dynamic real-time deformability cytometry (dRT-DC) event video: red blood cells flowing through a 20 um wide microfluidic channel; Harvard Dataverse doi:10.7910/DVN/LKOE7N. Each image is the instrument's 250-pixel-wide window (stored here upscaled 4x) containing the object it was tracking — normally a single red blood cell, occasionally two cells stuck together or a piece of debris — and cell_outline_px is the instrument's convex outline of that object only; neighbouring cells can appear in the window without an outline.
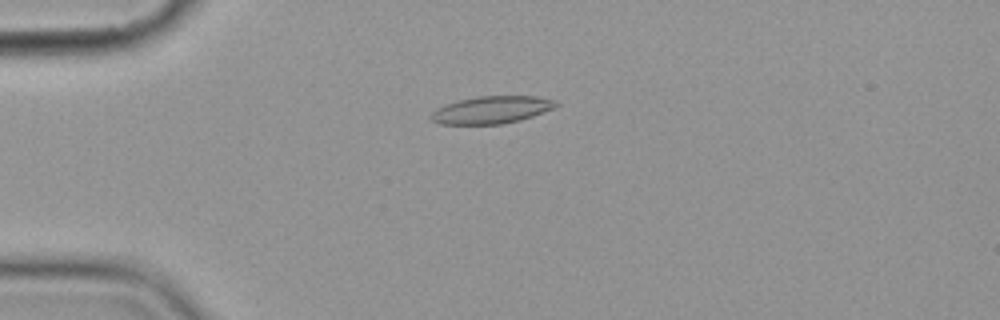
{"species": "common noctule bat (a hibernating species)", "species_latin": "Nyctalus noctula", "temperature_condition": "cold", "stored_images_in_passage": 10, "camera_frame_rate_fps": 3000, "um_per_image_px": 0.085, "animal": {"sex": "female", "body_mass_g": 19.9}, "frame": {"image": 1, "passage_image": 5, "time_ms": 4.667, "image_size_px": [1000, 320], "cell_outline_px": [[560, 104], [544, 112], [520, 120], [500, 124], [440, 124], [432, 120], [428, 116], [436, 108], [460, 100], [476, 96], [536, 96], [556, 100]], "centroid_in_image_um": [41.79, 9.33], "position_along_channel_um": 43.2, "area_um2": 19.88}}
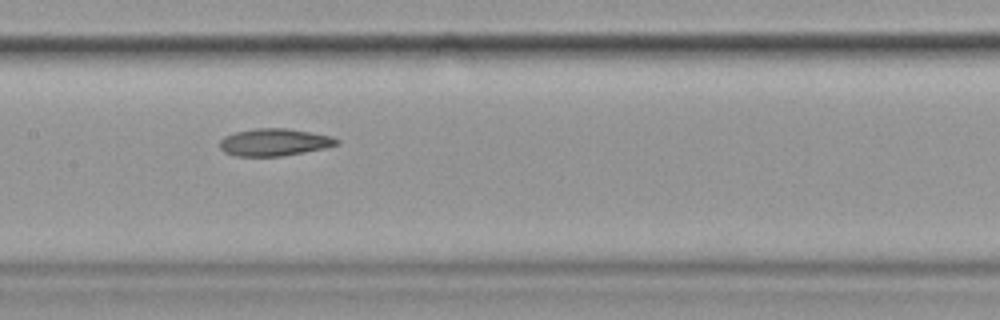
{"frame": {"image": 2, "passage_image": 9, "time_ms": 9.333, "image_size_px": [1000, 320], "cell_outline_px": [[340, 144], [324, 148], [304, 152], [280, 156], [232, 156], [224, 152], [220, 148], [220, 140], [224, 136], [236, 132], [252, 128], [288, 128], [332, 136], [340, 140]], "centroid_in_image_um": [23.31, 12.08], "position_along_channel_um": 184.1, "area_um2": 18.73}}
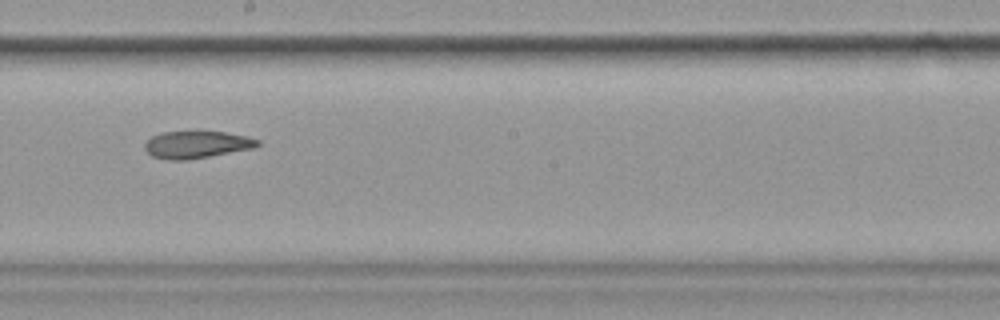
{"frame": {"image": 3, "passage_image": 10, "time_ms": 10.667, "image_size_px": [1000, 320], "cell_outline_px": [[260, 144], [256, 148], [188, 160], [168, 160], [152, 156], [144, 148], [144, 144], [152, 136], [160, 132], [224, 132], [248, 136], [260, 140]], "centroid_in_image_um": [16.75, 12.3], "position_along_channel_um": 231.5, "area_um2": 17.98}}